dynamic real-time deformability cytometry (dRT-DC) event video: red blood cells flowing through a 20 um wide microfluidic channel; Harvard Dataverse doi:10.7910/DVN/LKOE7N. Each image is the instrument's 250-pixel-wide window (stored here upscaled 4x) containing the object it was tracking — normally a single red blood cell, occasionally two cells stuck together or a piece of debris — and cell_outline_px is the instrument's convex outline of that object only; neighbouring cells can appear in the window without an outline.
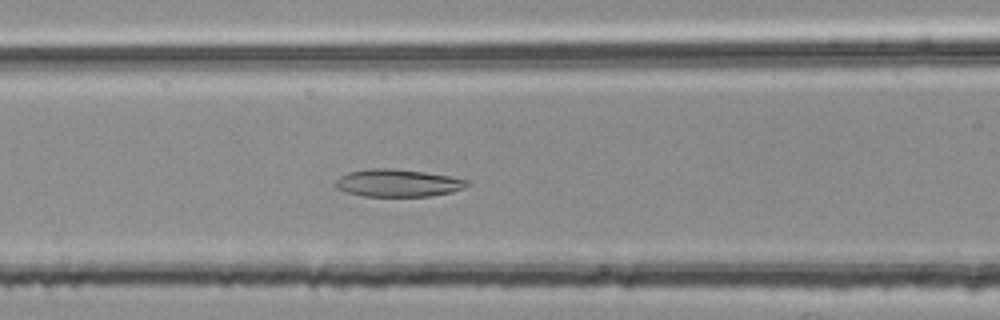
{"species": "common noctule bat (a hibernating species)", "species_latin": "Nyctalus noctula", "temperature_condition": "room temperature", "stored_images_in_passage": 51, "camera_frame_rate_fps": 3000, "um_per_image_px": 0.085, "animal": {"sex": "female", "body_mass_g": 25.1}, "frame": {"image": 1, "passage_image": 22, "time_ms": 7.0, "image_size_px": [1000, 320], "cell_outline_px": [[468, 184], [464, 188], [452, 192], [428, 196], [364, 196], [348, 192], [336, 188], [332, 184], [340, 176], [348, 172], [368, 168], [392, 168], [424, 172], [452, 176], [468, 180]], "centroid_in_image_um": [33.79, 15.54], "position_along_channel_um": 132.8, "area_um2": 21.15}}
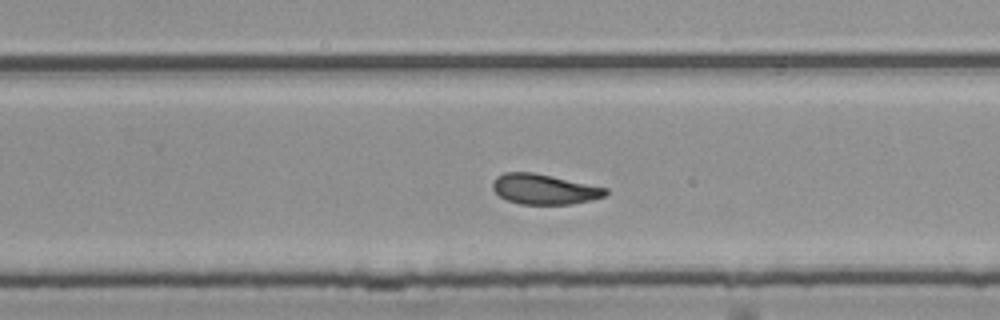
{"frame": {"image": 2, "passage_image": 34, "time_ms": 11.0, "image_size_px": [1000, 320], "cell_outline_px": [[608, 192], [604, 196], [592, 200], [572, 204], [520, 204], [508, 200], [500, 196], [492, 188], [492, 180], [496, 176], [504, 172], [532, 172], [552, 176], [608, 188]], "centroid_in_image_um": [46.24, 16.08], "position_along_channel_um": 283.6, "area_um2": 19.88}}
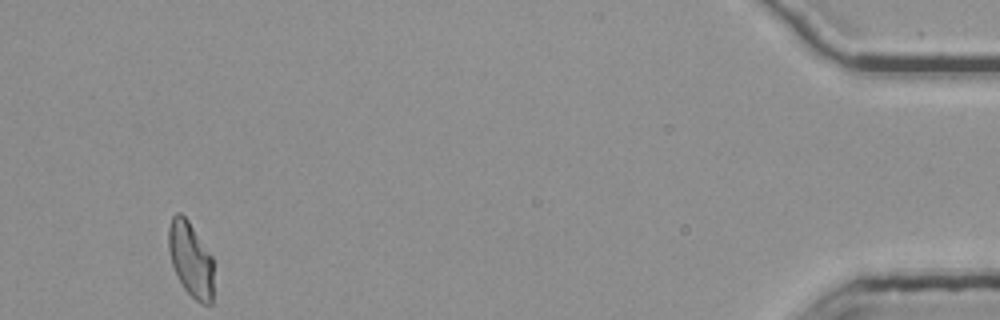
{"frame": {"image": 3, "passage_image": 51, "time_ms": 16.667, "image_size_px": [1000, 320], "cell_outline_px": [[212, 304], [200, 304], [184, 288], [172, 264], [168, 248], [168, 228], [172, 216], [176, 212], [180, 212], [188, 220], [212, 256]], "centroid_in_image_um": [16.19, 22.02], "position_along_channel_um": 419.0, "area_um2": 19.42}, "authors_computed_cell_mechanics": {"area_um2": 20.7502, "velocity_mm_per_s": 3.79, "shape_relaxation_time_tau1_ms": null, "shape_relaxation_time_tau2_ms": 5.3922, "deformation_change_tau1": null, "deformation_change_tau2": 0.1227}}